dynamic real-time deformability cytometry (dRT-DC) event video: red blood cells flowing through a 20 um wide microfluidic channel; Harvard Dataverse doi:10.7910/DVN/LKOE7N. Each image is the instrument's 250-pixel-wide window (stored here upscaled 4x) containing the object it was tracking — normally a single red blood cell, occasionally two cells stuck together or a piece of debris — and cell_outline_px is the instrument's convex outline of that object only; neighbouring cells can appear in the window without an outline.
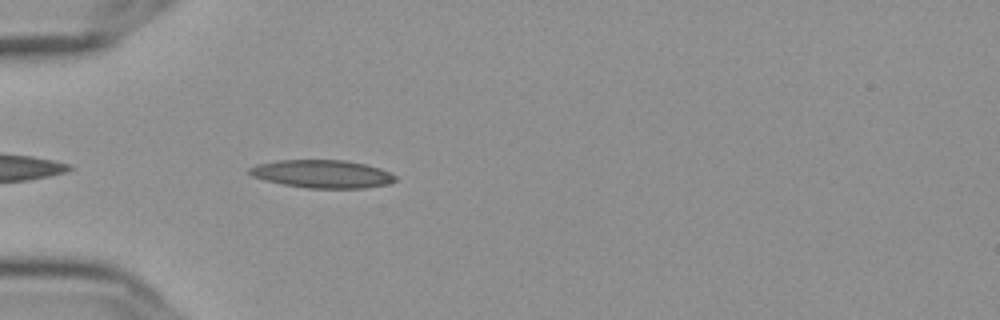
{"species": "Egyptian fruit bat (a non-hibernating species)", "species_latin": "Rousettus aegyptiacus", "temperature_condition": "cold", "stored_images_in_passage": 38, "camera_frame_rate_fps": 3000, "um_per_image_px": 0.085, "frame": {"image": 1, "passage_image": 3, "time_ms": 0.667, "image_size_px": [1000, 320], "cell_outline_px": [[396, 180], [388, 184], [364, 188], [308, 188], [284, 184], [264, 180], [252, 176], [248, 172], [248, 168], [256, 164], [280, 160], [344, 160], [364, 164], [380, 168], [396, 176]], "centroid_in_image_um": [27.37, 14.78], "position_along_channel_um": 57.6, "area_um2": 23.7}}
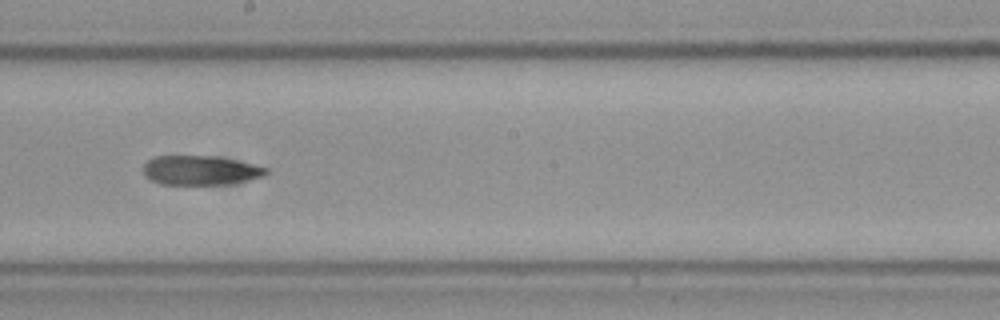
{"frame": {"image": 2, "passage_image": 18, "time_ms": 5.667, "image_size_px": [1000, 320], "cell_outline_px": [[268, 172], [264, 176], [228, 184], [160, 184], [144, 176], [144, 164], [152, 156], [208, 156], [232, 160], [252, 164], [268, 168]], "centroid_in_image_um": [16.99, 14.48], "position_along_channel_um": 231.2, "area_um2": 20.69}}
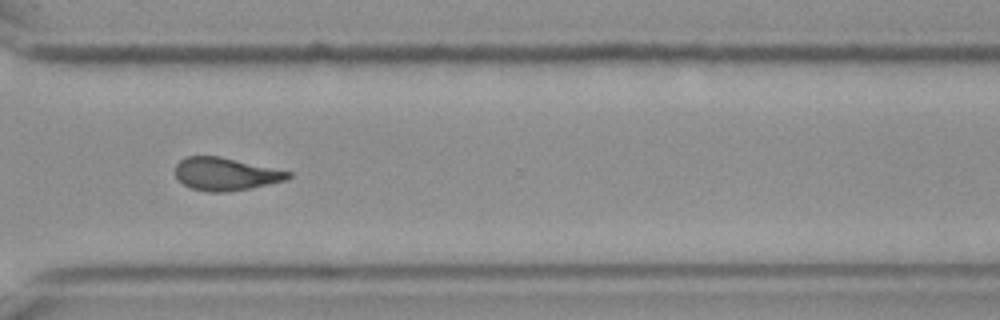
{"frame": {"image": 3, "passage_image": 28, "time_ms": 9.0, "image_size_px": [1000, 320], "cell_outline_px": [[292, 176], [288, 180], [248, 188], [224, 192], [208, 192], [192, 188], [184, 184], [176, 176], [176, 164], [180, 160], [188, 156], [220, 156], [292, 172]], "centroid_in_image_um": [19.2, 14.78], "position_along_channel_um": 351.4, "area_um2": 21.39}, "authors_computed_cell_mechanics": {"area_um2": 21.5883, "velocity_mm_per_s": 3.608, "shape_relaxation_time_tau1_ms": null, "shape_relaxation_time_tau2_ms": 6.123, "deformation_change_tau1": null, "deformation_change_tau2": 0.1505}}